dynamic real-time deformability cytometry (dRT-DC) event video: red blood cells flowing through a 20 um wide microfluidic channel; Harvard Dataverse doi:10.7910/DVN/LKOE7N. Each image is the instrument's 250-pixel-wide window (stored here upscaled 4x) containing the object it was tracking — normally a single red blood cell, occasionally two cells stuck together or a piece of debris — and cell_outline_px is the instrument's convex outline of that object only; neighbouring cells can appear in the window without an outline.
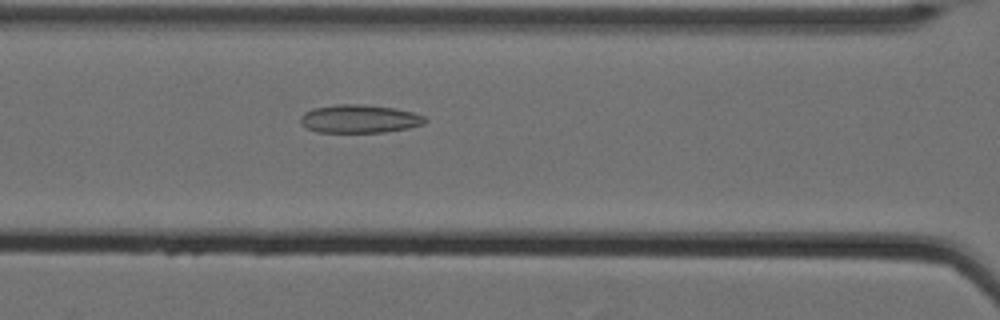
{"species": "Egyptian fruit bat (a non-hibernating species)", "species_latin": "Rousettus aegyptiacus", "temperature_condition": "cold", "stored_images_in_passage": 60, "camera_frame_rate_fps": 3000, "um_per_image_px": 0.085, "animal": {"sex": "female"}, "frame": {"image": 1, "passage_image": 29, "time_ms": 9.333, "image_size_px": [1000, 320], "cell_outline_px": [[428, 120], [424, 124], [408, 128], [384, 132], [316, 132], [308, 128], [300, 120], [300, 116], [304, 112], [312, 108], [336, 104], [360, 104], [396, 108], [412, 112], [424, 116]], "centroid_in_image_um": [30.56, 10.09], "position_along_channel_um": 136.0, "area_um2": 20.52}}
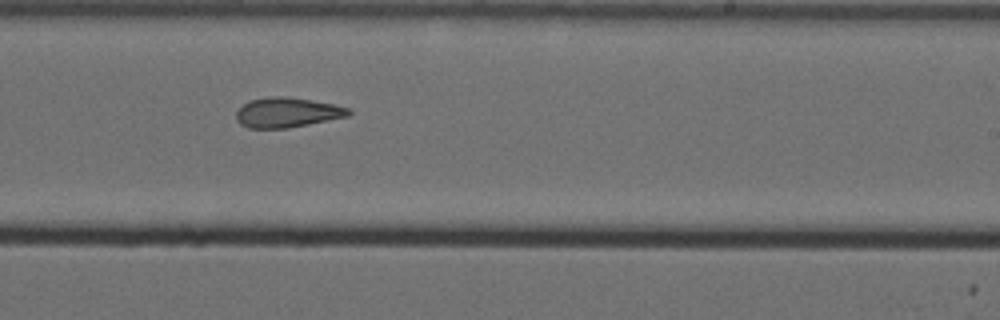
{"frame": {"image": 2, "passage_image": 40, "time_ms": 13.0, "image_size_px": [1000, 320], "cell_outline_px": [[352, 112], [348, 116], [288, 128], [248, 128], [240, 124], [236, 120], [236, 112], [244, 104], [252, 100], [272, 96], [284, 96], [312, 100], [332, 104], [348, 108]], "centroid_in_image_um": [24.39, 9.56], "position_along_channel_um": 264.6, "area_um2": 19.36}}
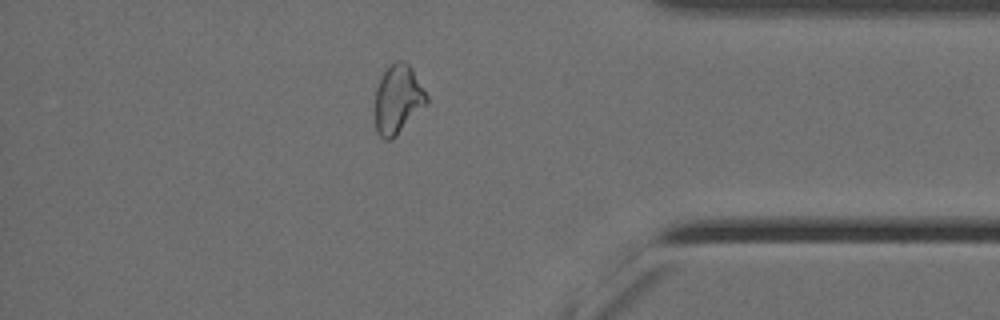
{"frame": {"image": 3, "passage_image": 53, "time_ms": 17.333, "image_size_px": [1000, 320], "cell_outline_px": [[428, 104], [392, 140], [384, 140], [376, 132], [376, 88], [380, 76], [396, 60], [404, 60], [412, 68], [428, 96]], "centroid_in_image_um": [33.84, 8.46], "position_along_channel_um": 401.4, "area_um2": 20.81}, "authors_computed_cell_mechanics": {"area_um2": 21.9929, "velocity_mm_per_s": 3.5071, "shape_relaxation_time_tau1_ms": null, "shape_relaxation_time_tau2_ms": 4.572, "deformation_change_tau1": null, "deformation_change_tau2": 0.1289}}